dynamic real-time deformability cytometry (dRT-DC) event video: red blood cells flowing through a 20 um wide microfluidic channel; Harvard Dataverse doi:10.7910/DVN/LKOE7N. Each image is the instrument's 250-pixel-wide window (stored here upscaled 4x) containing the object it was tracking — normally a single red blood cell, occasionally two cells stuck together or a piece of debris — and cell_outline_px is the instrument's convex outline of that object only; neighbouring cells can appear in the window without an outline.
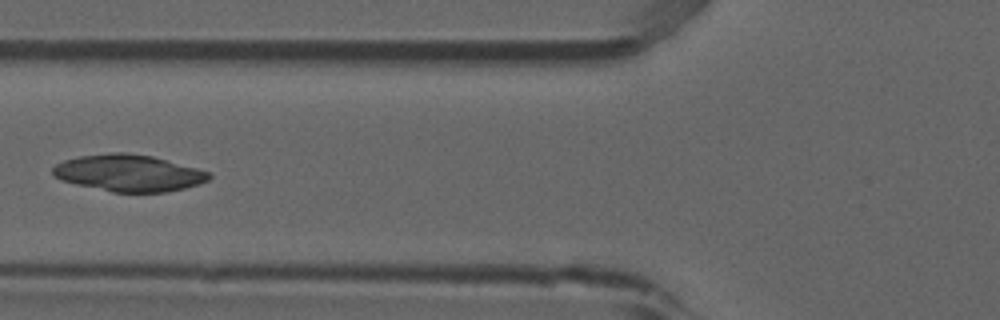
{"species": "common noctule bat (a hibernating species)", "species_latin": "Nyctalus noctula", "temperature_condition": "room temperature", "stored_images_in_passage": 6, "camera_frame_rate_fps": 3000, "um_per_image_px": 0.085, "animal": {"sex": "male", "forearm_length_mm": 52.5}, "frame": {"image": 1, "passage_image": 5, "time_ms": 1.333, "image_size_px": [1000, 320], "cell_outline_px": [[212, 176], [208, 180], [184, 188], [164, 192], [112, 192], [76, 184], [60, 180], [52, 176], [52, 168], [56, 164], [64, 160], [80, 156], [108, 152], [128, 152], [152, 156], [196, 168], [208, 172]], "centroid_in_image_um": [10.88, 14.7], "position_along_channel_um": 114.9, "area_um2": 33.35}}
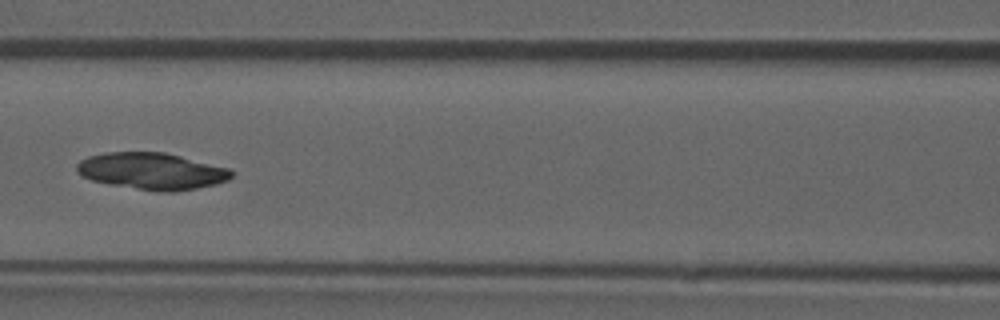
{"frame": {"image": 2, "passage_image": 6, "time_ms": 1.667, "image_size_px": [1000, 320], "cell_outline_px": [[232, 176], [228, 180], [216, 184], [196, 188], [172, 192], [160, 192], [108, 184], [92, 180], [80, 176], [76, 172], [76, 164], [80, 160], [88, 156], [104, 152], [164, 152], [228, 168], [232, 172]], "centroid_in_image_um": [12.85, 14.54], "position_along_channel_um": 153.7, "area_um2": 33.12}}